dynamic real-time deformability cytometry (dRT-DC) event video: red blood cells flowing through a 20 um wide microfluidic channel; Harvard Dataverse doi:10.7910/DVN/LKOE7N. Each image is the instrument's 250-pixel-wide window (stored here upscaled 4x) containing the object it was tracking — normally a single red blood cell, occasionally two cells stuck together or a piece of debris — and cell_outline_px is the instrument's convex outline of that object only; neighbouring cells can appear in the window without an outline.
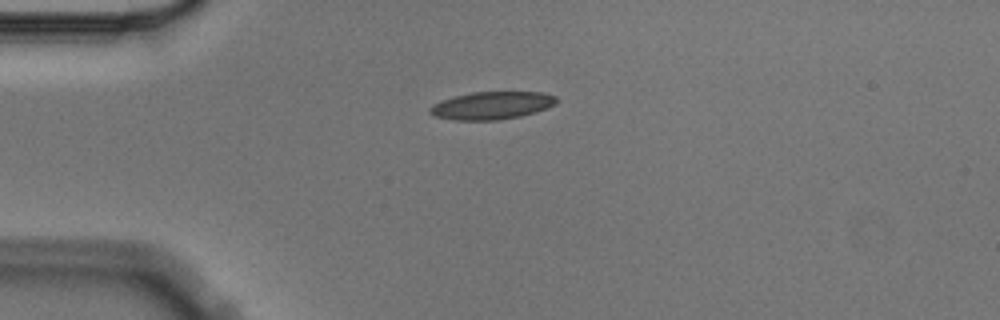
{"species": "Egyptian fruit bat (a non-hibernating species)", "species_latin": "Rousettus aegyptiacus", "temperature_condition": "cold", "stored_images_in_passage": 3, "camera_frame_rate_fps": 3000, "um_per_image_px": 0.085, "animal": {"sex": "male"}, "frame": {"image": 1, "passage_image": 1, "time_ms": 0.0, "image_size_px": [1000, 320], "cell_outline_px": [[560, 100], [556, 104], [548, 108], [536, 112], [520, 116], [500, 120], [452, 120], [432, 116], [428, 112], [428, 108], [432, 104], [440, 100], [472, 92], [544, 92], [556, 96]], "centroid_in_image_um": [41.8, 8.97], "position_along_channel_um": 43.2, "area_um2": 20.81}}
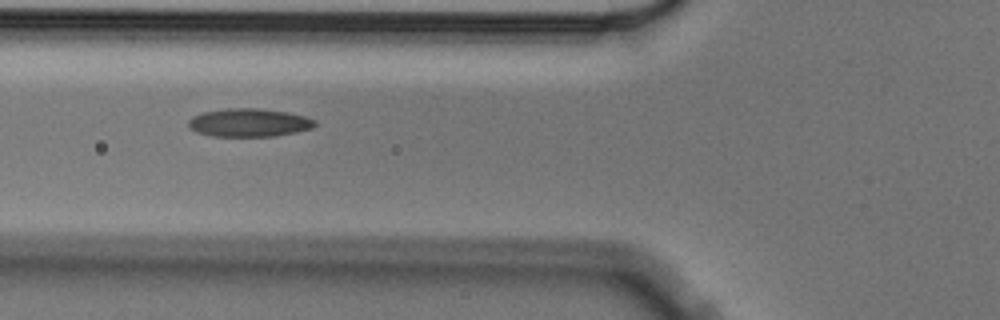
{"frame": {"image": 2, "passage_image": 3, "time_ms": 0.667, "image_size_px": [1000, 320], "cell_outline_px": [[316, 124], [312, 128], [296, 132], [276, 136], [212, 136], [196, 132], [188, 128], [188, 120], [192, 116], [204, 112], [224, 108], [260, 108], [288, 112], [304, 116], [316, 120]], "centroid_in_image_um": [21.15, 10.42], "position_along_channel_um": 104.7, "area_um2": 20.98}}